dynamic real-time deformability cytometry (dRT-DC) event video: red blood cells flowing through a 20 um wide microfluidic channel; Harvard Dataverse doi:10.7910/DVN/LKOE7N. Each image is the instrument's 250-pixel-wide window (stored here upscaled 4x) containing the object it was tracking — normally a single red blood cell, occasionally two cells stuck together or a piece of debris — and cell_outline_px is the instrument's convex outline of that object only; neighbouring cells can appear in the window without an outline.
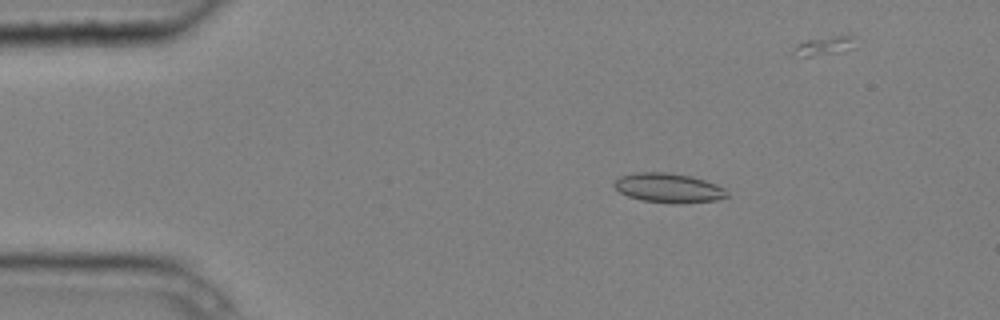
{"species": "common noctule bat (a hibernating species)", "species_latin": "Nyctalus noctula", "temperature_condition": "cold", "stored_images_in_passage": 10, "camera_frame_rate_fps": 3000, "um_per_image_px": 0.085, "animal": {"sex": "male", "body_mass_g": 20.4}, "frame": {"image": 1, "passage_image": 1, "time_ms": 0.0, "image_size_px": [1000, 320], "cell_outline_px": [[728, 196], [716, 200], [680, 204], [672, 204], [640, 200], [628, 196], [620, 192], [612, 184], [620, 176], [636, 172], [664, 172], [692, 176], [716, 184], [724, 188], [728, 192]], "centroid_in_image_um": [56.82, 15.98], "position_along_channel_um": 28.2, "area_um2": 19.48}}
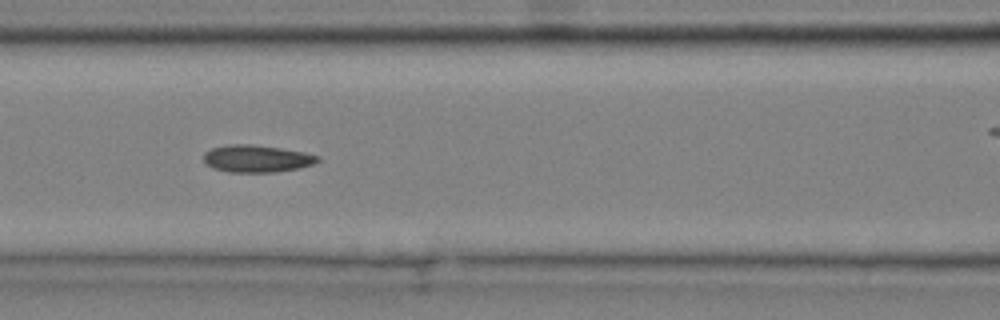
{"frame": {"image": 2, "passage_image": 5, "time_ms": 1.333, "image_size_px": [1000, 320], "cell_outline_px": [[320, 160], [316, 164], [300, 168], [276, 172], [228, 172], [212, 168], [204, 160], [204, 152], [212, 148], [228, 144], [252, 144], [280, 148], [304, 152], [320, 156]], "centroid_in_image_um": [21.86, 13.48], "position_along_channel_um": 144.7, "area_um2": 18.26}}
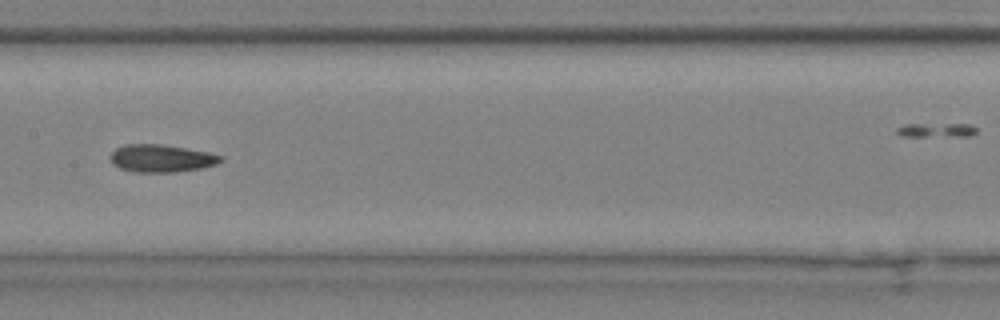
{"frame": {"image": 3, "passage_image": 6, "time_ms": 1.667, "image_size_px": [1000, 320], "cell_outline_px": [[224, 160], [216, 164], [200, 168], [176, 172], [136, 172], [120, 168], [112, 164], [108, 156], [116, 148], [124, 144], [160, 144], [208, 152], [224, 156]], "centroid_in_image_um": [13.69, 13.46], "position_along_channel_um": 193.7, "area_um2": 17.8}}